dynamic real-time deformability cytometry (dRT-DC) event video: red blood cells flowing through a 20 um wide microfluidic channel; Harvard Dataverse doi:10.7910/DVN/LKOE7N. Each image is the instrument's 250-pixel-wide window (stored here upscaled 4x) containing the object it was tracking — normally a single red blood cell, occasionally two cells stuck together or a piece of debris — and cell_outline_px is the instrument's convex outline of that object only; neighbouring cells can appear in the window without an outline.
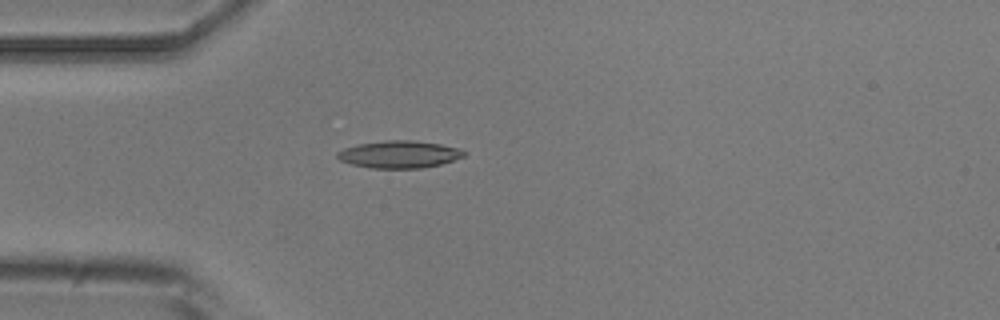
{"species": "common noctule bat (a hibernating species)", "species_latin": "Nyctalus noctula", "temperature_condition": "room temperature", "stored_images_in_passage": 4, "camera_frame_rate_fps": 3000, "um_per_image_px": 0.085, "animal": {"sex": "male", "body_mass_g": 20.5, "forearm_length_mm": 52.5}, "frame": {"image": 1, "passage_image": 4, "time_ms": 3.333, "image_size_px": [1000, 320], "cell_outline_px": [[468, 152], [464, 156], [440, 164], [420, 168], [372, 168], [352, 164], [340, 160], [336, 156], [336, 152], [344, 148], [360, 144], [388, 140], [412, 140], [440, 144], [460, 148]], "centroid_in_image_um": [33.95, 13.11], "position_along_channel_um": 51.1, "area_um2": 20.0}}